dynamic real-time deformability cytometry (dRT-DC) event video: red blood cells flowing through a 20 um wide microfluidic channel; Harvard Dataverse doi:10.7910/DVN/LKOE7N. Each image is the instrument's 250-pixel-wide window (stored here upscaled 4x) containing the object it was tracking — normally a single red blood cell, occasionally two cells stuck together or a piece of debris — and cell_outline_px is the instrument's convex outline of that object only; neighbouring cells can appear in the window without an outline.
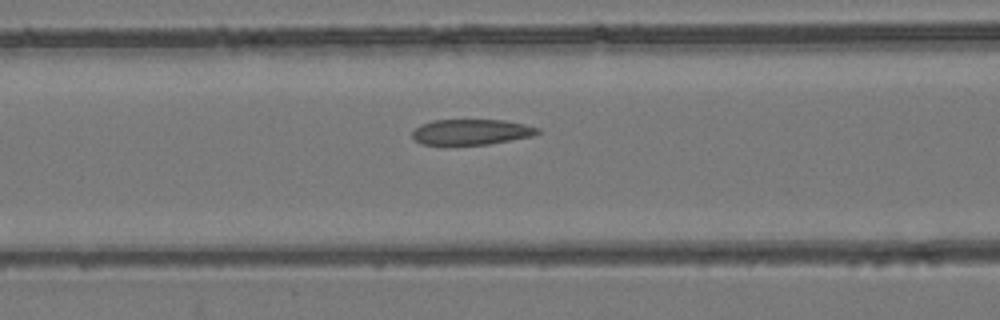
{"species": "common noctule bat (a hibernating species)", "species_latin": "Nyctalus noctula", "temperature_condition": "room temperature", "stored_images_in_passage": 49, "camera_frame_rate_fps": 3000, "um_per_image_px": 0.085, "animal": {"sex": "female", "body_mass_g": 24.6, "forearm_length_mm": 56.2}, "frame": {"image": 1, "passage_image": 18, "time_ms": 5.667, "image_size_px": [1000, 320], "cell_outline_px": [[540, 132], [532, 136], [488, 144], [420, 144], [412, 136], [412, 132], [420, 124], [432, 120], [504, 120], [524, 124], [540, 128]], "centroid_in_image_um": [40.06, 11.2], "position_along_channel_um": 126.5, "area_um2": 18.5}}
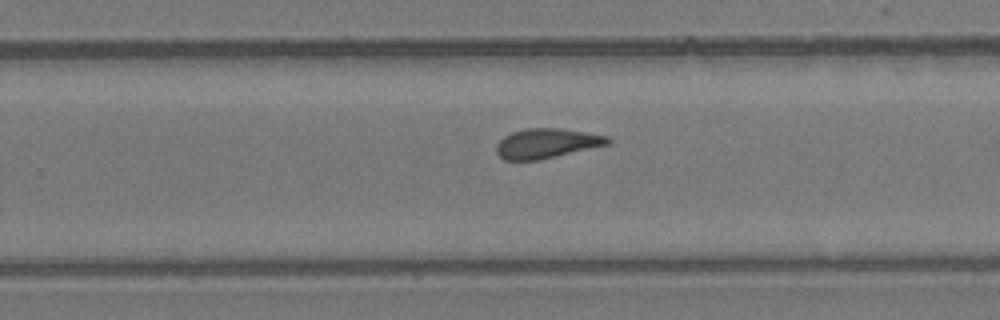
{"frame": {"image": 2, "passage_image": 30, "time_ms": 9.667, "image_size_px": [1000, 320], "cell_outline_px": [[612, 144], [540, 160], [504, 160], [496, 152], [496, 144], [504, 136], [512, 132], [524, 128], [560, 128], [608, 136], [612, 140]], "centroid_in_image_um": [46.49, 12.19], "position_along_channel_um": 283.3, "area_um2": 19.54}}
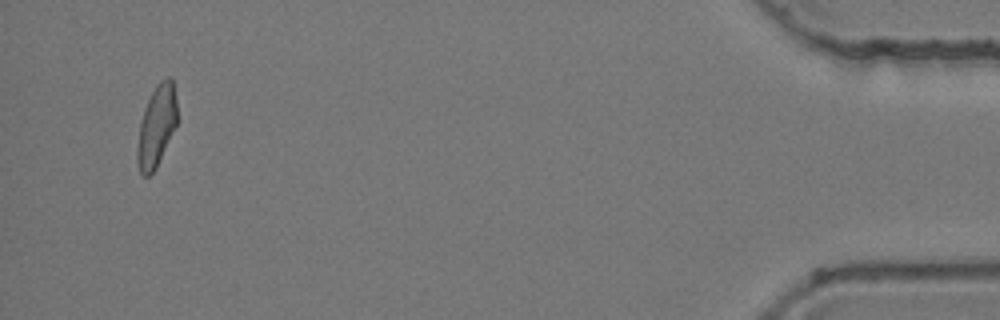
{"frame": {"image": 3, "passage_image": 47, "time_ms": 15.333, "image_size_px": [1000, 320], "cell_outline_px": [[176, 124], [156, 168], [148, 176], [144, 176], [140, 172], [136, 160], [136, 148], [140, 120], [144, 108], [156, 84], [160, 80], [168, 76], [172, 76], [176, 100]], "centroid_in_image_um": [13.28, 10.7], "position_along_channel_um": 421.9, "area_um2": 18.84}, "authors_computed_cell_mechanics": {"area_um2": 19.652, "velocity_mm_per_s": 3.9312, "shape_relaxation_time_tau1_ms": null, "shape_relaxation_time_tau2_ms": 2.4178, "deformation_change_tau1": null, "deformation_change_tau2": 0.1025}}